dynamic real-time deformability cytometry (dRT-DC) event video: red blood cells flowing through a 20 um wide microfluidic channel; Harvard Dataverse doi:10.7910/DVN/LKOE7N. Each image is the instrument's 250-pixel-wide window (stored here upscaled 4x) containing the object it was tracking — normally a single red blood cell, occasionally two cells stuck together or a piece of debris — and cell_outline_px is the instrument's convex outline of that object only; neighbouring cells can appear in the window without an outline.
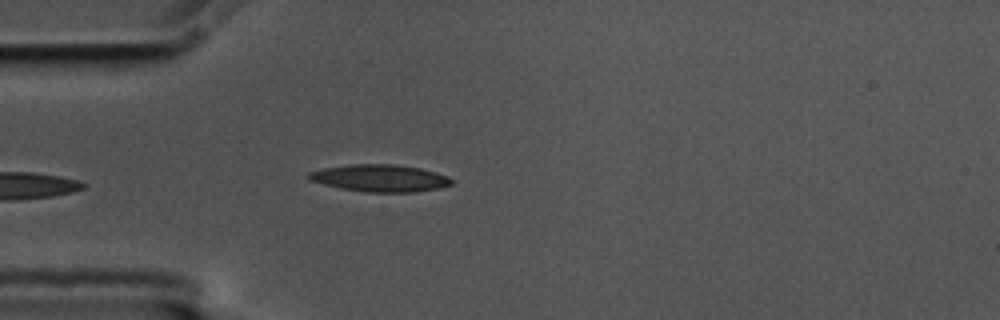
{"species": "common noctule bat (a hibernating species)", "species_latin": "Nyctalus noctula", "temperature_condition": "cold", "stored_images_in_passage": 2, "camera_frame_rate_fps": 3000, "um_per_image_px": 0.085, "animal": {"sex": "male", "body_mass_g": 17.5, "forearm_length_mm": 52.3}, "frame": {"image": 1, "passage_image": 2, "time_ms": 0.333, "image_size_px": [1000, 320], "cell_outline_px": [[452, 184], [440, 188], [412, 192], [364, 192], [340, 188], [308, 180], [304, 176], [308, 172], [324, 168], [352, 164], [392, 164], [420, 168], [436, 172], [448, 176], [452, 180]], "centroid_in_image_um": [32.27, 15.14], "position_along_channel_um": 52.7, "area_um2": 22.66}}